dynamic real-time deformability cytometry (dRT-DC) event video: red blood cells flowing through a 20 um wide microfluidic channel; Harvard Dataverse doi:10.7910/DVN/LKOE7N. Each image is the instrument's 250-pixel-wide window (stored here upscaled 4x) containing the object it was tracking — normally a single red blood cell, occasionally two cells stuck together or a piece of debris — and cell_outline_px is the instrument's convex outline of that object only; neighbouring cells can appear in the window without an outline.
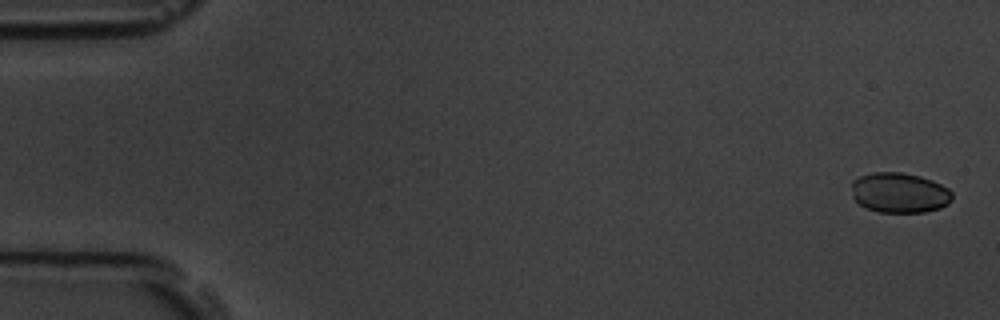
{"species": "common noctule bat (a hibernating species)", "species_latin": "Nyctalus noctula", "temperature_condition": "room temperature", "stored_images_in_passage": 15, "camera_frame_rate_fps": 3000, "um_per_image_px": 0.085, "animal": {"sex": "male", "body_mass_g": 19.5, "forearm_length_mm": 54.6}, "frame": {"image": 1, "passage_image": 1, "time_ms": 0.0, "image_size_px": [1000, 320], "cell_outline_px": [[952, 200], [948, 204], [940, 208], [924, 212], [876, 212], [864, 208], [852, 196], [852, 180], [860, 176], [872, 172], [900, 172], [920, 176], [932, 180], [948, 188], [952, 192]], "centroid_in_image_um": [76.44, 16.38], "position_along_channel_um": 8.6, "area_um2": 23.76}}
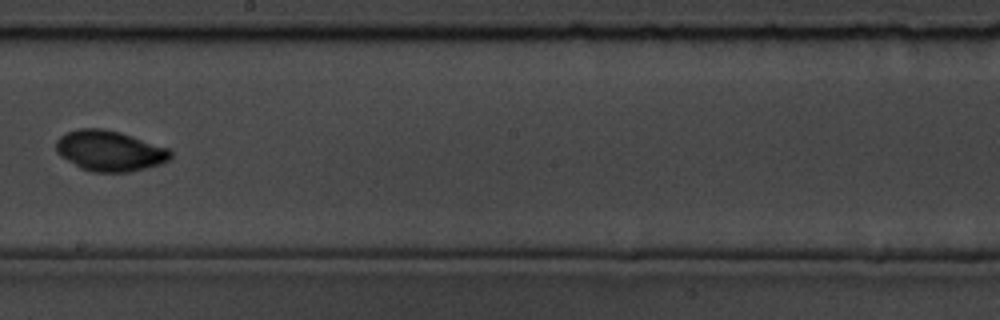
{"frame": {"image": 2, "passage_image": 9, "time_ms": 2.667, "image_size_px": [1000, 320], "cell_outline_px": [[172, 156], [168, 160], [160, 164], [128, 172], [92, 172], [80, 168], [60, 156], [56, 152], [56, 140], [60, 136], [68, 132], [80, 128], [104, 128], [120, 132], [168, 148], [172, 152]], "centroid_in_image_um": [9.3, 12.82], "position_along_channel_um": 238.9, "area_um2": 26.99}}
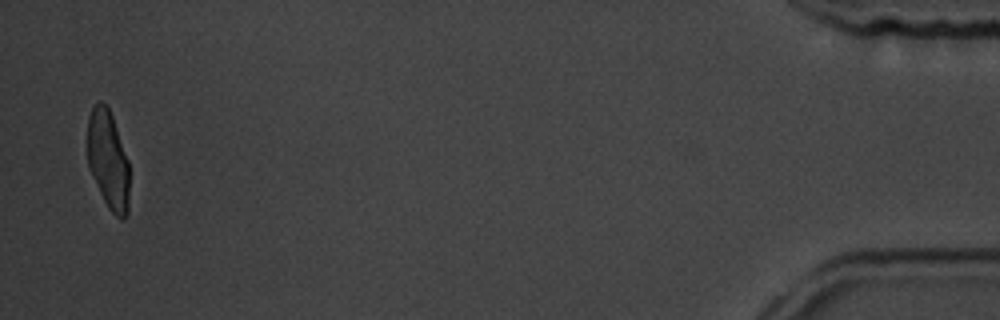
{"frame": {"image": 3, "passage_image": 15, "time_ms": 4.667, "image_size_px": [1000, 320], "cell_outline_px": [[128, 216], [124, 220], [120, 220], [108, 208], [88, 168], [88, 116], [92, 108], [100, 100], [108, 108], [112, 116], [128, 160]], "centroid_in_image_um": [9.19, 13.63], "position_along_channel_um": 426.0, "area_um2": 23.93}}